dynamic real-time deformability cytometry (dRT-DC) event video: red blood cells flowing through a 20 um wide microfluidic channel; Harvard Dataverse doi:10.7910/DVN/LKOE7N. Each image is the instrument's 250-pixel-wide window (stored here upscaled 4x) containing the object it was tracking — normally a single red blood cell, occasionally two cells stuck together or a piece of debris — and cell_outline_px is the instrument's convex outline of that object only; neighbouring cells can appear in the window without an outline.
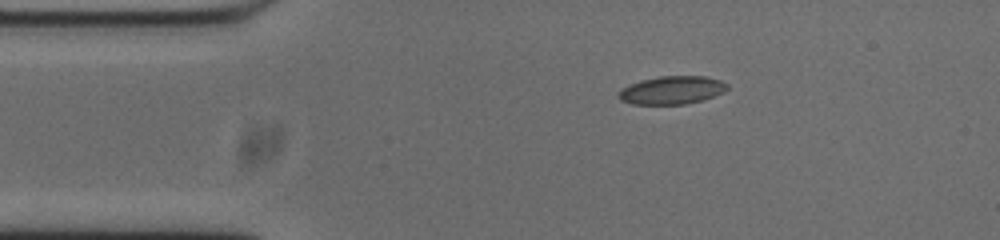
{"species": "common noctule bat (a hibernating species)", "species_latin": "Nyctalus noctula", "temperature_condition": "cold", "stored_images_in_passage": 45, "camera_frame_rate_fps": 3000, "um_per_image_px": 0.085, "animal": {"sex": "male", "body_mass_g": 20.0, "forearm_length_mm": 53.3}, "frame": {"image": 1, "passage_image": 1, "time_ms": 0.0, "image_size_px": [1000, 240], "cell_outline_px": [[728, 88], [724, 92], [704, 100], [684, 104], [632, 104], [620, 100], [616, 96], [616, 92], [620, 88], [628, 84], [640, 80], [660, 76], [704, 76], [720, 80], [728, 84]], "centroid_in_image_um": [57.06, 7.66], "position_along_channel_um": 27.9, "area_um2": 18.09}}
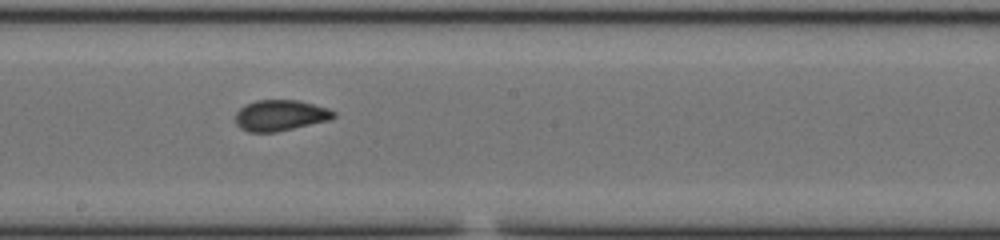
{"frame": {"image": 2, "passage_image": 20, "time_ms": 6.333, "image_size_px": [1000, 240], "cell_outline_px": [[336, 116], [332, 120], [276, 132], [248, 132], [240, 128], [236, 124], [236, 112], [244, 104], [256, 100], [296, 100], [328, 108], [336, 112]], "centroid_in_image_um": [23.83, 9.81], "position_along_channel_um": 224.4, "area_um2": 17.86}}
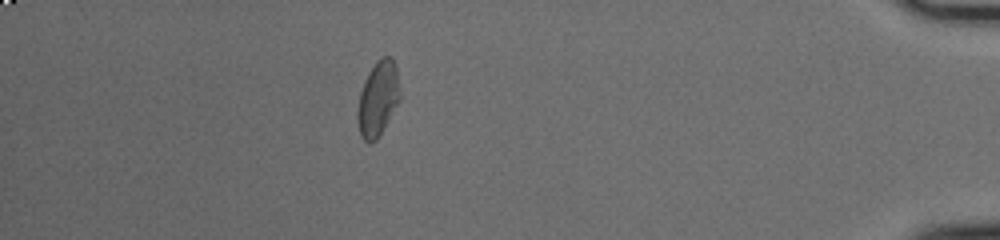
{"frame": {"image": 3, "passage_image": 39, "time_ms": 12.667, "image_size_px": [1000, 240], "cell_outline_px": [[400, 100], [376, 140], [372, 144], [368, 144], [360, 136], [356, 116], [360, 92], [364, 80], [368, 72], [376, 60], [380, 56], [392, 56], [396, 68], [400, 96]], "centroid_in_image_um": [32.1, 8.38], "position_along_channel_um": 403.1, "area_um2": 18.61}, "authors_computed_cell_mechanics": {"area_um2": 17.7446, "velocity_mm_per_s": 3.734, "shape_relaxation_time_tau1_ms": null, "shape_relaxation_time_tau2_ms": 1.9808, "deformation_change_tau1": null, "deformation_change_tau2": 0.0602}}